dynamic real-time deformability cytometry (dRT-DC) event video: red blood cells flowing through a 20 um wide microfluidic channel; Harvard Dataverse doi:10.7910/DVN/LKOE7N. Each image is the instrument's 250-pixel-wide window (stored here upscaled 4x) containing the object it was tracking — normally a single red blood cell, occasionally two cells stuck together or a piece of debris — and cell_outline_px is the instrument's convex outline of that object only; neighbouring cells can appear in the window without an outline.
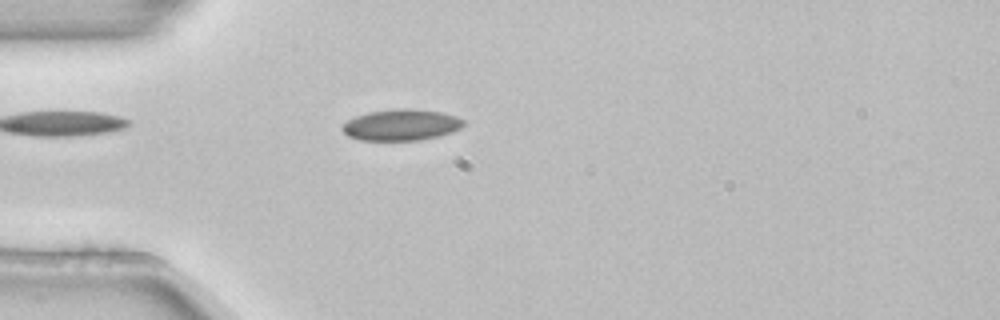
{"species": "common noctule bat (a hibernating species)", "species_latin": "Nyctalus noctula", "temperature_condition": "room temperature", "stored_images_in_passage": 4, "camera_frame_rate_fps": 3000, "um_per_image_px": 0.085, "animal": {"sex": "female", "body_mass_g": 22.7, "forearm_length_mm": 54.2}, "frame": {"image": 1, "passage_image": 4, "time_ms": 1.0, "image_size_px": [1000, 320], "cell_outline_px": [[464, 124], [460, 128], [452, 132], [420, 140], [360, 140], [348, 136], [340, 128], [348, 120], [356, 116], [368, 112], [396, 108], [412, 108], [440, 112], [456, 116], [464, 120]], "centroid_in_image_um": [34.09, 10.61], "position_along_channel_um": 50.9, "area_um2": 22.02}}